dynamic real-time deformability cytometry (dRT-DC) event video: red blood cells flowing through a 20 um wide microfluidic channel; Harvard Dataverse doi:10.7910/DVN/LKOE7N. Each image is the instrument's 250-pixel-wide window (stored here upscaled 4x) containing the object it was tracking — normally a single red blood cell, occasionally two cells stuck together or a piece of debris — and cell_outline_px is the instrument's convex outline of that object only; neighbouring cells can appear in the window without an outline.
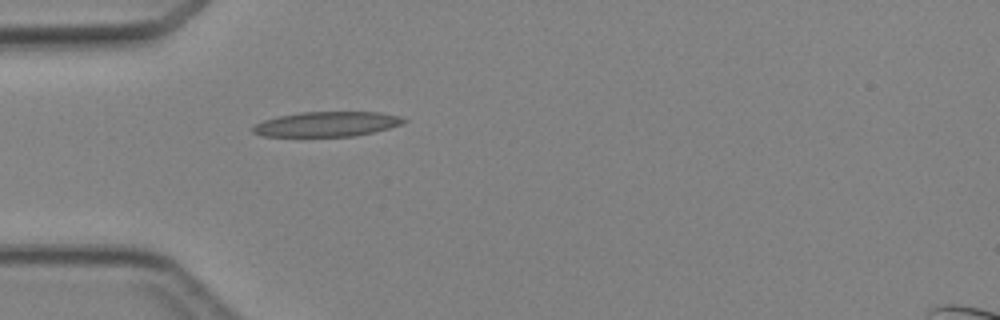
{"species": "Egyptian fruit bat (a non-hibernating species)", "species_latin": "Rousettus aegyptiacus", "temperature_condition": "cold", "stored_images_in_passage": 3, "camera_frame_rate_fps": 3000, "um_per_image_px": 0.085, "animal": {"sex": "female"}, "frame": {"image": 1, "passage_image": 3, "time_ms": 2.333, "image_size_px": [1000, 320], "cell_outline_px": [[408, 120], [400, 124], [388, 128], [356, 136], [260, 136], [252, 132], [252, 128], [256, 124], [264, 120], [276, 116], [300, 112], [376, 112], [400, 116]], "centroid_in_image_um": [27.74, 10.54], "position_along_channel_um": 57.3, "area_um2": 21.79}}